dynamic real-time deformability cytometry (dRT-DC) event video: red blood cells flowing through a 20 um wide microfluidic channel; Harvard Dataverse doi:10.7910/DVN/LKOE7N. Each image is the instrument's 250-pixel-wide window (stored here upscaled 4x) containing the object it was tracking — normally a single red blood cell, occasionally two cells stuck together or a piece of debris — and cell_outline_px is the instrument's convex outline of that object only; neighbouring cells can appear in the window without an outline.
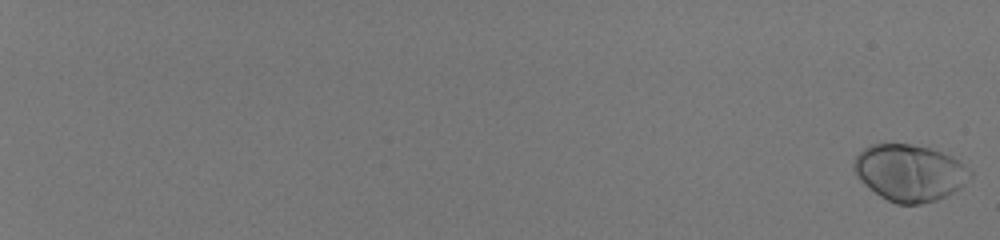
{"species": "human", "species_latin": "Homo sapiens", "temperature_condition": "room temperature", "stored_images_in_passage": 58, "camera_frame_rate_fps": 3000, "um_per_image_px": 0.085, "donor": {"sex": "male"}, "frame": {"image": 1, "passage_image": 1, "time_ms": 0.0, "image_size_px": [1000, 240], "cell_outline_px": [[972, 176], [960, 188], [936, 200], [920, 204], [896, 204], [880, 196], [868, 188], [860, 180], [852, 168], [852, 164], [856, 156], [864, 148], [872, 144], [912, 144], [932, 148], [952, 156], [960, 160], [972, 172]], "centroid_in_image_um": [77.32, 14.67], "position_along_channel_um": 7.7, "area_um2": 38.55}}
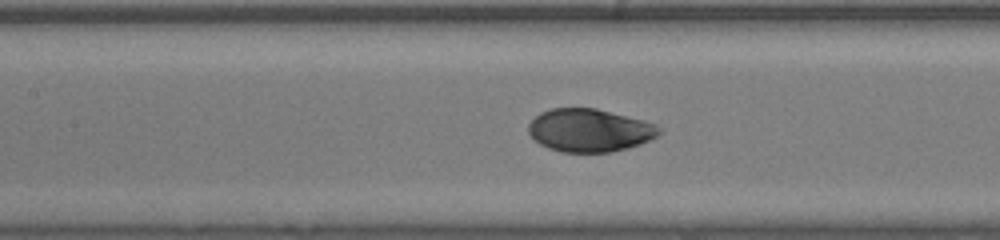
{"frame": {"image": 2, "passage_image": 34, "time_ms": 11.0, "image_size_px": [1000, 240], "cell_outline_px": [[660, 132], [656, 136], [640, 144], [628, 148], [612, 152], [560, 152], [548, 148], [540, 144], [528, 132], [528, 124], [540, 112], [552, 108], [596, 108], [644, 120], [656, 124], [660, 128]], "centroid_in_image_um": [50.1, 11.07], "position_along_channel_um": 157.3, "area_um2": 32.71}}
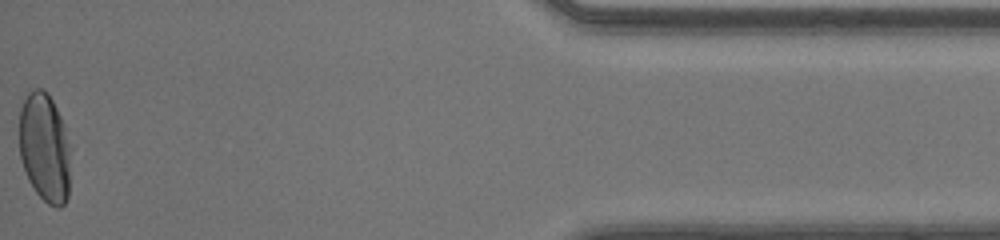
{"frame": {"image": 3, "passage_image": 58, "time_ms": 19.0, "image_size_px": [1000, 240], "cell_outline_px": [[68, 196], [64, 204], [60, 208], [56, 208], [48, 204], [36, 192], [28, 180], [20, 156], [20, 108], [28, 92], [32, 88], [40, 88], [48, 92], [64, 124], [68, 144]], "centroid_in_image_um": [3.77, 12.54], "position_along_channel_um": 431.4, "area_um2": 32.25}, "authors_computed_cell_mechanics": {"area_um2": 34.7089, "velocity_mm_per_s": 4.1154, "shape_relaxation_time_tau1_ms": 2.2331, "shape_relaxation_time_tau2_ms": null, "deformation_change_tau1": 0.1479, "deformation_change_tau2": null}}